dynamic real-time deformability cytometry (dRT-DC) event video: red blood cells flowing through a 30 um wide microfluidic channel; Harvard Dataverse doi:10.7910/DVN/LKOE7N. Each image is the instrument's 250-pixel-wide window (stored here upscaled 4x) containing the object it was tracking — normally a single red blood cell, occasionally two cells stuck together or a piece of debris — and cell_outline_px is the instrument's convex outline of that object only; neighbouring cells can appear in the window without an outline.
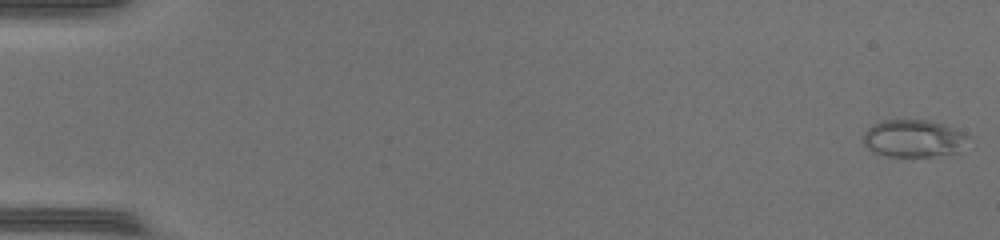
{"species": "common noctule bat (a hibernating species)", "species_latin": "Nyctalus noctula", "temperature_condition": "warm", "stored_images_in_passage": 48, "camera_frame_rate_fps": 3000, "um_per_image_px": 0.085, "animal": {"sex": "female", "body_mass_g": 17.0, "forearm_length_mm": 48.0}, "frame": {"image": 1, "passage_image": 1, "time_ms": 0.0, "image_size_px": [1000, 240], "cell_outline_px": [[968, 136], [956, 152], [932, 156], [888, 156], [876, 152], [868, 148], [864, 144], [864, 132], [868, 128], [884, 120], [924, 120], [940, 124], [960, 132]], "centroid_in_image_um": [77.57, 11.77], "position_along_channel_um": 7.4, "area_um2": 21.91}}
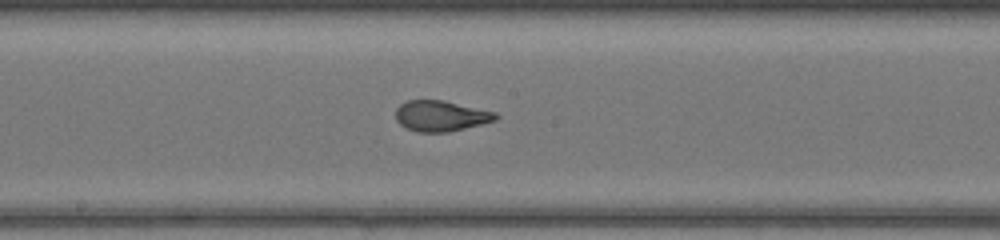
{"frame": {"image": 2, "passage_image": 27, "time_ms": 8.667, "image_size_px": [1000, 240], "cell_outline_px": [[500, 116], [496, 120], [448, 132], [420, 132], [408, 128], [400, 124], [396, 120], [396, 108], [400, 104], [408, 100], [444, 100], [496, 112]], "centroid_in_image_um": [37.48, 9.84], "position_along_channel_um": 210.7, "area_um2": 17.8}}
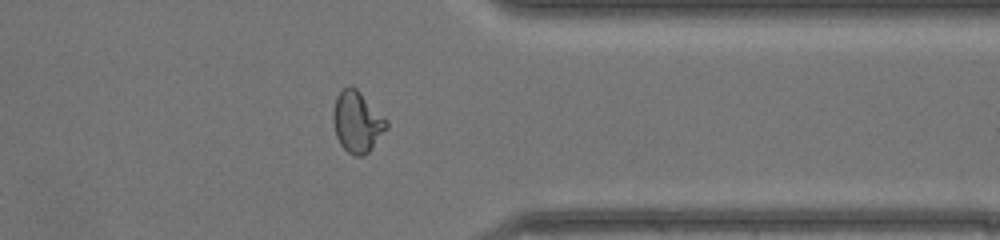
{"frame": {"image": 3, "passage_image": 39, "time_ms": 12.667, "image_size_px": [1000, 240], "cell_outline_px": [[388, 128], [368, 152], [360, 156], [356, 156], [348, 152], [340, 144], [336, 136], [332, 120], [332, 112], [336, 96], [344, 88], [356, 88], [388, 120]], "centroid_in_image_um": [30.35, 10.37], "position_along_channel_um": 381.0, "area_um2": 18.84}, "authors_computed_cell_mechanics": {"area_um2": 19.2185, "velocity_mm_per_s": 4.3988, "shape_relaxation_time_tau1_ms": 5.8709, "shape_relaxation_time_tau2_ms": null, "deformation_change_tau1": 0.265, "deformation_change_tau2": null}}